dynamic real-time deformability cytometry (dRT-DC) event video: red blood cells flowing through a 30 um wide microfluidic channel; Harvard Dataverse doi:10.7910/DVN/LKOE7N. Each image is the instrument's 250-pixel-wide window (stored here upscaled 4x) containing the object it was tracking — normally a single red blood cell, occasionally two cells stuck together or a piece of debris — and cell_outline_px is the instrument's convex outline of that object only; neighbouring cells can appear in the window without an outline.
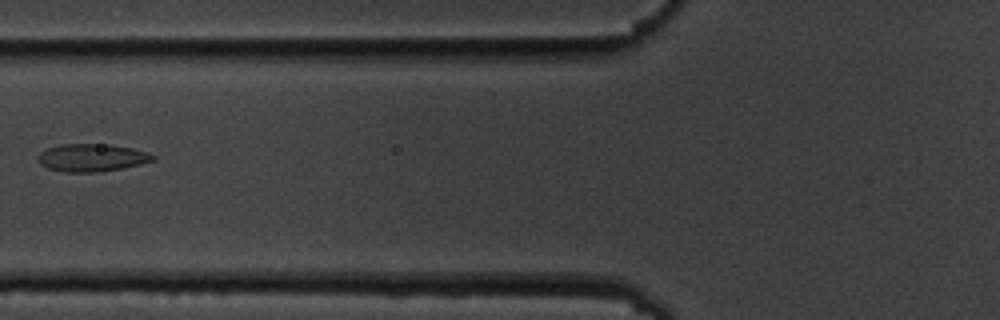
{"species": "common noctule bat (a hibernating species)", "species_latin": "Nyctalus noctula", "temperature_condition": "cold", "stored_images_in_passage": 3, "camera_frame_rate_fps": 3000, "um_per_image_px": 0.085, "animal": {"sex": "male", "body_mass_g": 19.5, "forearm_length_mm": 54.6}, "frame": {"image": 1, "passage_image": 3, "time_ms": 2.0, "image_size_px": [1000, 320], "cell_outline_px": [[156, 160], [140, 164], [100, 172], [64, 172], [48, 168], [40, 164], [36, 156], [40, 152], [48, 148], [60, 144], [108, 144], [132, 148], [148, 152], [156, 156]], "centroid_in_image_um": [7.8, 13.4], "position_along_channel_um": 118.0, "area_um2": 18.61}}